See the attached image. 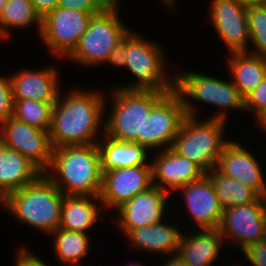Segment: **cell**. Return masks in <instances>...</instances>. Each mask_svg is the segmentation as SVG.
<instances>
[{"instance_id": "cell-1", "label": "cell", "mask_w": 266, "mask_h": 266, "mask_svg": "<svg viewBox=\"0 0 266 266\" xmlns=\"http://www.w3.org/2000/svg\"><path fill=\"white\" fill-rule=\"evenodd\" d=\"M62 90L52 108L48 130L53 148L97 144L104 135L105 105L101 90ZM63 97V98H62ZM106 98V100H105Z\"/></svg>"}, {"instance_id": "cell-2", "label": "cell", "mask_w": 266, "mask_h": 266, "mask_svg": "<svg viewBox=\"0 0 266 266\" xmlns=\"http://www.w3.org/2000/svg\"><path fill=\"white\" fill-rule=\"evenodd\" d=\"M44 174L64 195L99 197L102 169L98 144L53 148Z\"/></svg>"}, {"instance_id": "cell-3", "label": "cell", "mask_w": 266, "mask_h": 266, "mask_svg": "<svg viewBox=\"0 0 266 266\" xmlns=\"http://www.w3.org/2000/svg\"><path fill=\"white\" fill-rule=\"evenodd\" d=\"M64 194L41 174L34 182L7 194L6 211L15 221L49 234L60 225Z\"/></svg>"}, {"instance_id": "cell-4", "label": "cell", "mask_w": 266, "mask_h": 266, "mask_svg": "<svg viewBox=\"0 0 266 266\" xmlns=\"http://www.w3.org/2000/svg\"><path fill=\"white\" fill-rule=\"evenodd\" d=\"M198 72L188 70L175 74V91L182 99L186 116H198V106L194 105V101L219 108L218 111L210 113L208 119L228 122V116L231 114L229 110L244 111V97L231 79L224 80Z\"/></svg>"}, {"instance_id": "cell-5", "label": "cell", "mask_w": 266, "mask_h": 266, "mask_svg": "<svg viewBox=\"0 0 266 266\" xmlns=\"http://www.w3.org/2000/svg\"><path fill=\"white\" fill-rule=\"evenodd\" d=\"M156 42L145 38L138 30H129L126 34L125 68L131 72L135 81L115 87L142 91L175 90V74L167 67L166 48Z\"/></svg>"}, {"instance_id": "cell-6", "label": "cell", "mask_w": 266, "mask_h": 266, "mask_svg": "<svg viewBox=\"0 0 266 266\" xmlns=\"http://www.w3.org/2000/svg\"><path fill=\"white\" fill-rule=\"evenodd\" d=\"M110 91L111 111L109 113L105 105L104 135L117 141L138 144V136H143L145 119L169 92L124 90L117 87L110 88Z\"/></svg>"}, {"instance_id": "cell-7", "label": "cell", "mask_w": 266, "mask_h": 266, "mask_svg": "<svg viewBox=\"0 0 266 266\" xmlns=\"http://www.w3.org/2000/svg\"><path fill=\"white\" fill-rule=\"evenodd\" d=\"M119 3L109 5L103 12L93 15L77 47L65 61L83 68L103 65L131 27L122 21Z\"/></svg>"}, {"instance_id": "cell-8", "label": "cell", "mask_w": 266, "mask_h": 266, "mask_svg": "<svg viewBox=\"0 0 266 266\" xmlns=\"http://www.w3.org/2000/svg\"><path fill=\"white\" fill-rule=\"evenodd\" d=\"M228 122L186 116L172 148L180 155L197 164L205 173L216 168L222 149L229 139L225 138Z\"/></svg>"}, {"instance_id": "cell-9", "label": "cell", "mask_w": 266, "mask_h": 266, "mask_svg": "<svg viewBox=\"0 0 266 266\" xmlns=\"http://www.w3.org/2000/svg\"><path fill=\"white\" fill-rule=\"evenodd\" d=\"M92 17L91 13L58 6L42 19L40 40L54 58L65 60L77 47Z\"/></svg>"}, {"instance_id": "cell-10", "label": "cell", "mask_w": 266, "mask_h": 266, "mask_svg": "<svg viewBox=\"0 0 266 266\" xmlns=\"http://www.w3.org/2000/svg\"><path fill=\"white\" fill-rule=\"evenodd\" d=\"M185 117L180 95L175 90L167 93L145 119L143 136H138V144L149 151L171 148Z\"/></svg>"}, {"instance_id": "cell-11", "label": "cell", "mask_w": 266, "mask_h": 266, "mask_svg": "<svg viewBox=\"0 0 266 266\" xmlns=\"http://www.w3.org/2000/svg\"><path fill=\"white\" fill-rule=\"evenodd\" d=\"M0 142L26 157L42 174L50 167L53 146L47 130H41L14 117L0 124Z\"/></svg>"}, {"instance_id": "cell-12", "label": "cell", "mask_w": 266, "mask_h": 266, "mask_svg": "<svg viewBox=\"0 0 266 266\" xmlns=\"http://www.w3.org/2000/svg\"><path fill=\"white\" fill-rule=\"evenodd\" d=\"M170 196L166 190L152 186L119 207L115 211L118 218L111 221L124 237L133 229L157 224L171 215L165 212L170 210Z\"/></svg>"}, {"instance_id": "cell-13", "label": "cell", "mask_w": 266, "mask_h": 266, "mask_svg": "<svg viewBox=\"0 0 266 266\" xmlns=\"http://www.w3.org/2000/svg\"><path fill=\"white\" fill-rule=\"evenodd\" d=\"M266 198L260 197L256 202L233 206L223 210L218 228L224 245L233 244L241 251L264 236V213ZM230 242V243H229Z\"/></svg>"}, {"instance_id": "cell-14", "label": "cell", "mask_w": 266, "mask_h": 266, "mask_svg": "<svg viewBox=\"0 0 266 266\" xmlns=\"http://www.w3.org/2000/svg\"><path fill=\"white\" fill-rule=\"evenodd\" d=\"M209 3V18L228 52H249L247 5L242 0H211Z\"/></svg>"}, {"instance_id": "cell-15", "label": "cell", "mask_w": 266, "mask_h": 266, "mask_svg": "<svg viewBox=\"0 0 266 266\" xmlns=\"http://www.w3.org/2000/svg\"><path fill=\"white\" fill-rule=\"evenodd\" d=\"M153 186L151 165L102 171L99 199L106 211L117 210L137 194Z\"/></svg>"}, {"instance_id": "cell-16", "label": "cell", "mask_w": 266, "mask_h": 266, "mask_svg": "<svg viewBox=\"0 0 266 266\" xmlns=\"http://www.w3.org/2000/svg\"><path fill=\"white\" fill-rule=\"evenodd\" d=\"M175 192L182 197L187 219L192 220V229H218L223 216V208L219 202L210 178L204 174L199 180L193 181ZM189 214V217H188ZM195 226V227H194Z\"/></svg>"}, {"instance_id": "cell-17", "label": "cell", "mask_w": 266, "mask_h": 266, "mask_svg": "<svg viewBox=\"0 0 266 266\" xmlns=\"http://www.w3.org/2000/svg\"><path fill=\"white\" fill-rule=\"evenodd\" d=\"M239 141L231 139L225 144L215 169L250 187L260 197L266 198V177L262 163L254 152Z\"/></svg>"}, {"instance_id": "cell-18", "label": "cell", "mask_w": 266, "mask_h": 266, "mask_svg": "<svg viewBox=\"0 0 266 266\" xmlns=\"http://www.w3.org/2000/svg\"><path fill=\"white\" fill-rule=\"evenodd\" d=\"M151 167L153 186L169 194H174L179 188L199 180L205 174L197 164L178 154L172 147L156 151L151 157Z\"/></svg>"}, {"instance_id": "cell-19", "label": "cell", "mask_w": 266, "mask_h": 266, "mask_svg": "<svg viewBox=\"0 0 266 266\" xmlns=\"http://www.w3.org/2000/svg\"><path fill=\"white\" fill-rule=\"evenodd\" d=\"M46 66L37 70L23 67L10 73L13 99L56 102L63 88L60 86L61 71L57 65Z\"/></svg>"}, {"instance_id": "cell-20", "label": "cell", "mask_w": 266, "mask_h": 266, "mask_svg": "<svg viewBox=\"0 0 266 266\" xmlns=\"http://www.w3.org/2000/svg\"><path fill=\"white\" fill-rule=\"evenodd\" d=\"M185 227L179 239L177 254L188 266H216L224 248L218 229L189 230ZM186 232V234H185ZM222 248V249H221ZM220 251V252H219ZM217 262V263H216ZM214 263H216L214 265ZM227 266V265H226ZM231 266V265H229Z\"/></svg>"}, {"instance_id": "cell-21", "label": "cell", "mask_w": 266, "mask_h": 266, "mask_svg": "<svg viewBox=\"0 0 266 266\" xmlns=\"http://www.w3.org/2000/svg\"><path fill=\"white\" fill-rule=\"evenodd\" d=\"M166 220V221H165ZM153 224L131 230L125 237L128 239L134 250L154 253L165 258L168 255L177 254L179 248V239L183 227L171 223L167 218ZM167 222V223H166ZM176 225V226H175ZM181 227V228H179Z\"/></svg>"}, {"instance_id": "cell-22", "label": "cell", "mask_w": 266, "mask_h": 266, "mask_svg": "<svg viewBox=\"0 0 266 266\" xmlns=\"http://www.w3.org/2000/svg\"><path fill=\"white\" fill-rule=\"evenodd\" d=\"M103 210L99 197L64 195L59 228L89 234L99 223Z\"/></svg>"}, {"instance_id": "cell-23", "label": "cell", "mask_w": 266, "mask_h": 266, "mask_svg": "<svg viewBox=\"0 0 266 266\" xmlns=\"http://www.w3.org/2000/svg\"><path fill=\"white\" fill-rule=\"evenodd\" d=\"M98 141L102 171L151 165L150 151L134 142H121L107 136Z\"/></svg>"}, {"instance_id": "cell-24", "label": "cell", "mask_w": 266, "mask_h": 266, "mask_svg": "<svg viewBox=\"0 0 266 266\" xmlns=\"http://www.w3.org/2000/svg\"><path fill=\"white\" fill-rule=\"evenodd\" d=\"M42 173L21 153L0 142V189L9 194L34 182Z\"/></svg>"}, {"instance_id": "cell-25", "label": "cell", "mask_w": 266, "mask_h": 266, "mask_svg": "<svg viewBox=\"0 0 266 266\" xmlns=\"http://www.w3.org/2000/svg\"><path fill=\"white\" fill-rule=\"evenodd\" d=\"M228 76L245 98L266 76V58L248 52L227 53Z\"/></svg>"}, {"instance_id": "cell-26", "label": "cell", "mask_w": 266, "mask_h": 266, "mask_svg": "<svg viewBox=\"0 0 266 266\" xmlns=\"http://www.w3.org/2000/svg\"><path fill=\"white\" fill-rule=\"evenodd\" d=\"M53 237L51 248L58 263L63 266H88L81 262L91 251L92 238L89 234L58 228L50 234Z\"/></svg>"}, {"instance_id": "cell-27", "label": "cell", "mask_w": 266, "mask_h": 266, "mask_svg": "<svg viewBox=\"0 0 266 266\" xmlns=\"http://www.w3.org/2000/svg\"><path fill=\"white\" fill-rule=\"evenodd\" d=\"M211 180L223 210L256 202L260 196L250 187L212 169L205 173Z\"/></svg>"}, {"instance_id": "cell-28", "label": "cell", "mask_w": 266, "mask_h": 266, "mask_svg": "<svg viewBox=\"0 0 266 266\" xmlns=\"http://www.w3.org/2000/svg\"><path fill=\"white\" fill-rule=\"evenodd\" d=\"M33 25L36 26L38 37H40L42 19L35 11L30 0H7L0 14V28L8 41L12 38L13 28L24 30Z\"/></svg>"}, {"instance_id": "cell-29", "label": "cell", "mask_w": 266, "mask_h": 266, "mask_svg": "<svg viewBox=\"0 0 266 266\" xmlns=\"http://www.w3.org/2000/svg\"><path fill=\"white\" fill-rule=\"evenodd\" d=\"M55 102L14 99L13 117L41 130H49Z\"/></svg>"}, {"instance_id": "cell-30", "label": "cell", "mask_w": 266, "mask_h": 266, "mask_svg": "<svg viewBox=\"0 0 266 266\" xmlns=\"http://www.w3.org/2000/svg\"><path fill=\"white\" fill-rule=\"evenodd\" d=\"M247 21L250 32V54L266 58V5H247Z\"/></svg>"}, {"instance_id": "cell-31", "label": "cell", "mask_w": 266, "mask_h": 266, "mask_svg": "<svg viewBox=\"0 0 266 266\" xmlns=\"http://www.w3.org/2000/svg\"><path fill=\"white\" fill-rule=\"evenodd\" d=\"M254 116L257 122L266 114V76L262 82L244 98V112Z\"/></svg>"}, {"instance_id": "cell-32", "label": "cell", "mask_w": 266, "mask_h": 266, "mask_svg": "<svg viewBox=\"0 0 266 266\" xmlns=\"http://www.w3.org/2000/svg\"><path fill=\"white\" fill-rule=\"evenodd\" d=\"M14 99L9 74L0 75V124L13 117Z\"/></svg>"}, {"instance_id": "cell-33", "label": "cell", "mask_w": 266, "mask_h": 266, "mask_svg": "<svg viewBox=\"0 0 266 266\" xmlns=\"http://www.w3.org/2000/svg\"><path fill=\"white\" fill-rule=\"evenodd\" d=\"M111 3L108 0H59V7L75 9L97 15Z\"/></svg>"}, {"instance_id": "cell-34", "label": "cell", "mask_w": 266, "mask_h": 266, "mask_svg": "<svg viewBox=\"0 0 266 266\" xmlns=\"http://www.w3.org/2000/svg\"><path fill=\"white\" fill-rule=\"evenodd\" d=\"M243 257L252 266H266V241L258 240L245 247L242 251Z\"/></svg>"}, {"instance_id": "cell-35", "label": "cell", "mask_w": 266, "mask_h": 266, "mask_svg": "<svg viewBox=\"0 0 266 266\" xmlns=\"http://www.w3.org/2000/svg\"><path fill=\"white\" fill-rule=\"evenodd\" d=\"M105 65H110L114 68H125L126 66V35L122 41L118 43L115 49L108 56Z\"/></svg>"}, {"instance_id": "cell-36", "label": "cell", "mask_w": 266, "mask_h": 266, "mask_svg": "<svg viewBox=\"0 0 266 266\" xmlns=\"http://www.w3.org/2000/svg\"><path fill=\"white\" fill-rule=\"evenodd\" d=\"M35 11L41 19L45 18L51 11L59 5V0H30Z\"/></svg>"}, {"instance_id": "cell-37", "label": "cell", "mask_w": 266, "mask_h": 266, "mask_svg": "<svg viewBox=\"0 0 266 266\" xmlns=\"http://www.w3.org/2000/svg\"><path fill=\"white\" fill-rule=\"evenodd\" d=\"M164 258V261L159 262L158 266H188L178 254L168 255Z\"/></svg>"}, {"instance_id": "cell-38", "label": "cell", "mask_w": 266, "mask_h": 266, "mask_svg": "<svg viewBox=\"0 0 266 266\" xmlns=\"http://www.w3.org/2000/svg\"><path fill=\"white\" fill-rule=\"evenodd\" d=\"M256 129L261 130L262 134L266 133V114H264L257 122H256Z\"/></svg>"}, {"instance_id": "cell-39", "label": "cell", "mask_w": 266, "mask_h": 266, "mask_svg": "<svg viewBox=\"0 0 266 266\" xmlns=\"http://www.w3.org/2000/svg\"><path fill=\"white\" fill-rule=\"evenodd\" d=\"M160 3H162L166 8H168V11H175L177 0H160ZM175 7V8H174Z\"/></svg>"}, {"instance_id": "cell-40", "label": "cell", "mask_w": 266, "mask_h": 266, "mask_svg": "<svg viewBox=\"0 0 266 266\" xmlns=\"http://www.w3.org/2000/svg\"><path fill=\"white\" fill-rule=\"evenodd\" d=\"M7 206V194L0 189V208L6 211Z\"/></svg>"}, {"instance_id": "cell-41", "label": "cell", "mask_w": 266, "mask_h": 266, "mask_svg": "<svg viewBox=\"0 0 266 266\" xmlns=\"http://www.w3.org/2000/svg\"><path fill=\"white\" fill-rule=\"evenodd\" d=\"M245 5H251V4H265L266 0H242Z\"/></svg>"}, {"instance_id": "cell-42", "label": "cell", "mask_w": 266, "mask_h": 266, "mask_svg": "<svg viewBox=\"0 0 266 266\" xmlns=\"http://www.w3.org/2000/svg\"><path fill=\"white\" fill-rule=\"evenodd\" d=\"M263 239L266 241V208L264 213V236Z\"/></svg>"}, {"instance_id": "cell-43", "label": "cell", "mask_w": 266, "mask_h": 266, "mask_svg": "<svg viewBox=\"0 0 266 266\" xmlns=\"http://www.w3.org/2000/svg\"><path fill=\"white\" fill-rule=\"evenodd\" d=\"M127 266H142V264H141V261L139 262L136 260V261H132ZM143 266H144V264H143Z\"/></svg>"}, {"instance_id": "cell-44", "label": "cell", "mask_w": 266, "mask_h": 266, "mask_svg": "<svg viewBox=\"0 0 266 266\" xmlns=\"http://www.w3.org/2000/svg\"><path fill=\"white\" fill-rule=\"evenodd\" d=\"M7 0H0V14L2 13L3 11V8L6 4Z\"/></svg>"}, {"instance_id": "cell-45", "label": "cell", "mask_w": 266, "mask_h": 266, "mask_svg": "<svg viewBox=\"0 0 266 266\" xmlns=\"http://www.w3.org/2000/svg\"><path fill=\"white\" fill-rule=\"evenodd\" d=\"M5 41V40H8L7 38H6V36L4 35V33L2 32V30H1V28H0V41Z\"/></svg>"}, {"instance_id": "cell-46", "label": "cell", "mask_w": 266, "mask_h": 266, "mask_svg": "<svg viewBox=\"0 0 266 266\" xmlns=\"http://www.w3.org/2000/svg\"><path fill=\"white\" fill-rule=\"evenodd\" d=\"M111 4H117L119 0H108Z\"/></svg>"}]
</instances>
